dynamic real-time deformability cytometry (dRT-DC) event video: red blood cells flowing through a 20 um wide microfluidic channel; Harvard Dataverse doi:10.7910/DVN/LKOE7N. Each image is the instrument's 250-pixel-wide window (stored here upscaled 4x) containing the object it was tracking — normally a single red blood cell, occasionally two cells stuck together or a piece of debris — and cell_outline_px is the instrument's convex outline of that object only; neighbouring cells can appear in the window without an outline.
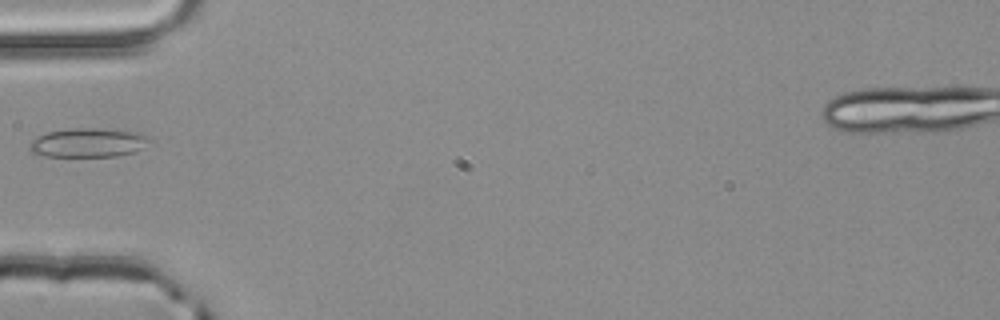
{"species": "common noctule bat (a hibernating species)", "species_latin": "Nyctalus noctula", "temperature_condition": "room temperature", "stored_images_in_passage": 1, "camera_frame_rate_fps": 3000, "um_per_image_px": 0.085, "animal": {"sex": "male", "body_mass_g": 20.4}, "frame": {"image": 1, "passage_image": 1, "time_ms": 0.0, "image_size_px": [1000, 320], "cell_outline_px": [[148, 140], [136, 152], [116, 156], [44, 156], [32, 152], [28, 148], [28, 144], [32, 140], [48, 132], [72, 128], [96, 128], [140, 132], [148, 136]], "centroid_in_image_um": [7.46, 12.12], "position_along_channel_um": 77.5, "area_um2": 20.11}}